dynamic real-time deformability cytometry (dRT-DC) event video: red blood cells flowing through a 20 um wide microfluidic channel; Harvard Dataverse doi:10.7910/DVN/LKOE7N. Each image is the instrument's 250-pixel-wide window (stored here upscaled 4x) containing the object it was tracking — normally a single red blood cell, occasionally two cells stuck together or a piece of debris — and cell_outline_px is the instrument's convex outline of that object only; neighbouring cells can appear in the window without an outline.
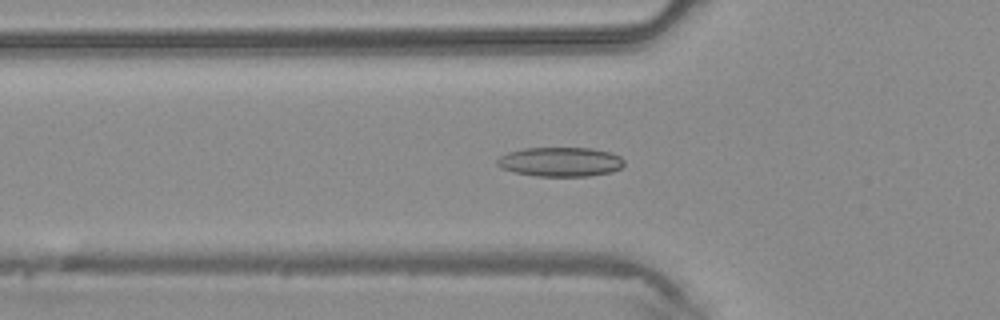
{"species": "common noctule bat (a hibernating species)", "species_latin": "Nyctalus noctula", "temperature_condition": "warm", "stored_images_in_passage": 38, "camera_frame_rate_fps": 3000, "um_per_image_px": 0.085, "animal": {"sex": "male", "body_mass_g": 20.4}, "frame": {"image": 1, "passage_image": 15, "time_ms": 4.667, "image_size_px": [1000, 320], "cell_outline_px": [[624, 164], [620, 168], [612, 172], [588, 176], [536, 176], [516, 172], [500, 168], [496, 164], [496, 160], [500, 156], [508, 152], [524, 148], [592, 148], [612, 152], [620, 156], [624, 160]], "centroid_in_image_um": [47.64, 13.75], "position_along_channel_um": 78.2, "area_um2": 21.85}}
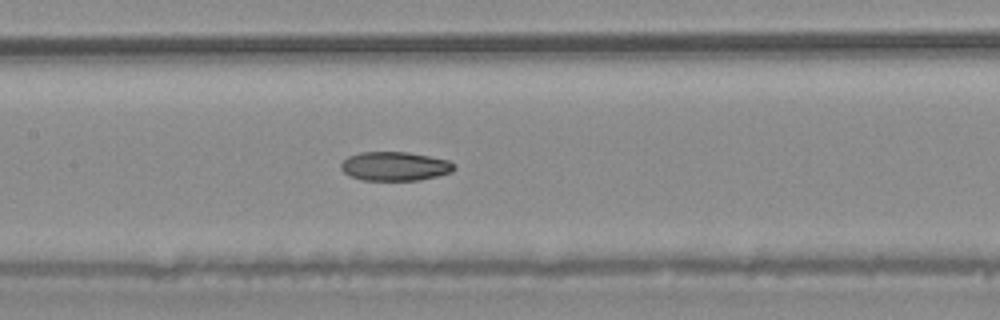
{"frame": {"image": 2, "passage_image": 21, "time_ms": 6.667, "image_size_px": [1000, 320], "cell_outline_px": [[456, 168], [452, 172], [420, 180], [364, 180], [348, 176], [340, 168], [340, 164], [348, 156], [360, 152], [408, 152], [448, 160], [456, 164]], "centroid_in_image_um": [33.56, 14.13], "position_along_channel_um": 173.8, "area_um2": 19.19}}
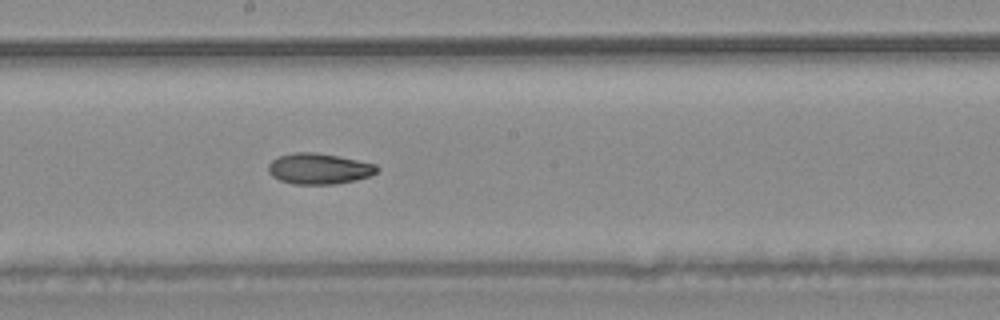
{"frame": {"image": 3, "passage_image": 24, "time_ms": 7.667, "image_size_px": [1000, 320], "cell_outline_px": [[380, 168], [372, 176], [356, 180], [336, 184], [292, 184], [280, 180], [272, 176], [268, 172], [268, 164], [272, 160], [280, 156], [292, 152], [316, 152], [376, 164]], "centroid_in_image_um": [27.11, 14.34], "position_along_channel_um": 221.1, "area_um2": 19.59}}